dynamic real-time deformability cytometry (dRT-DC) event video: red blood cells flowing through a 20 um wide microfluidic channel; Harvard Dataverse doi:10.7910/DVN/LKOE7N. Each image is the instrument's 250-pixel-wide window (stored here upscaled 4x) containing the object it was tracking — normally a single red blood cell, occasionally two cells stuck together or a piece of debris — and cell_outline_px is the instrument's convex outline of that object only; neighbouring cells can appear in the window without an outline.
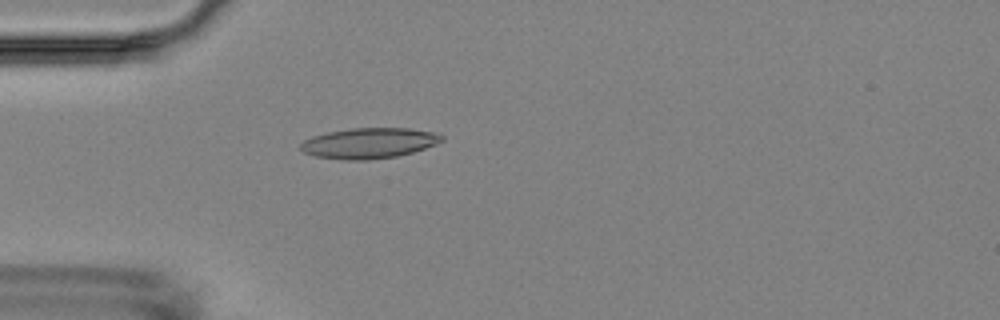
{"species": "Egyptian fruit bat (a non-hibernating species)", "species_latin": "Rousettus aegyptiacus", "temperature_condition": "room temperature", "stored_images_in_passage": 2, "camera_frame_rate_fps": 3000, "um_per_image_px": 0.085, "animal": {"sex": "female"}, "frame": {"image": 1, "passage_image": 2, "time_ms": 1.0, "image_size_px": [1000, 320], "cell_outline_px": [[444, 140], [436, 144], [412, 152], [396, 156], [368, 160], [344, 160], [316, 156], [304, 152], [300, 148], [300, 144], [304, 140], [312, 136], [328, 132], [352, 128], [408, 128], [432, 132], [444, 136]], "centroid_in_image_um": [31.36, 12.16], "position_along_channel_um": 53.6, "area_um2": 24.97}}